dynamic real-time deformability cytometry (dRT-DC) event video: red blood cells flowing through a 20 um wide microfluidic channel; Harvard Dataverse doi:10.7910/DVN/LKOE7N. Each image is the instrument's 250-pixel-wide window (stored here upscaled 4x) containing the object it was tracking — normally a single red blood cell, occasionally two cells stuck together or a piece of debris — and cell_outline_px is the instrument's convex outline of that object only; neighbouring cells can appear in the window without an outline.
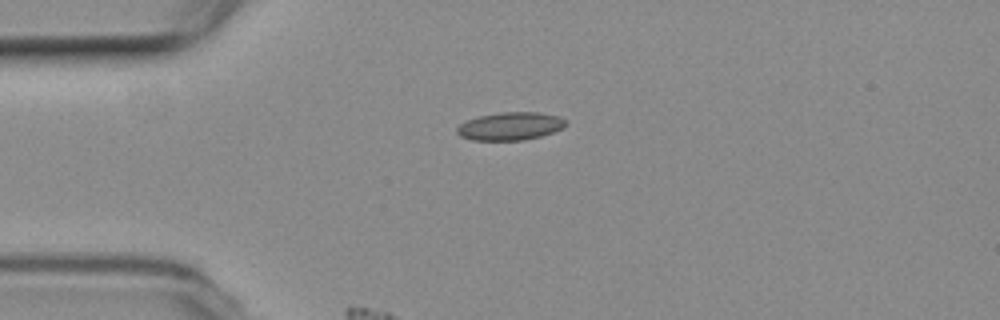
{"species": "common noctule bat (a hibernating species)", "species_latin": "Nyctalus noctula", "temperature_condition": "room temperature", "stored_images_in_passage": 37, "camera_frame_rate_fps": 3000, "um_per_image_px": 0.085, "animal": {"sex": "female", "body_mass_g": 19.3, "forearm_length_mm": 54.1}, "frame": {"image": 1, "passage_image": 1, "time_ms": 0.0, "image_size_px": [1000, 320], "cell_outline_px": [[568, 124], [564, 128], [540, 136], [524, 140], [472, 140], [460, 136], [456, 132], [456, 128], [460, 124], [476, 116], [500, 112], [540, 112], [560, 116], [568, 120]], "centroid_in_image_um": [43.41, 10.71], "position_along_channel_um": 41.6, "area_um2": 17.98}}